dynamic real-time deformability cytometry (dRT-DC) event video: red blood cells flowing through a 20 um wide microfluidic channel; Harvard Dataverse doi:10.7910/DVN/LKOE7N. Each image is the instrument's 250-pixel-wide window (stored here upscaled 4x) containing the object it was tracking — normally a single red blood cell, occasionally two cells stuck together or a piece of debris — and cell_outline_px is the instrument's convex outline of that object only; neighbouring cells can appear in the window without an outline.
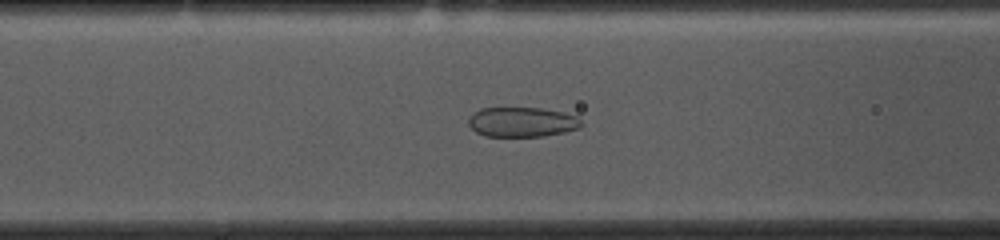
{"species": "common noctule bat (a hibernating species)", "species_latin": "Nyctalus noctula", "temperature_condition": "cold", "stored_images_in_passage": 53, "camera_frame_rate_fps": 3000, "um_per_image_px": 0.085, "animal": {"sex": "female", "body_mass_g": 10.0, "forearm_length_mm": 53.1}, "frame": {"image": 1, "passage_image": 20, "time_ms": 6.333, "image_size_px": [1000, 240], "cell_outline_px": [[584, 124], [580, 128], [564, 132], [544, 136], [484, 136], [476, 132], [468, 124], [468, 116], [472, 112], [480, 108], [540, 108], [564, 112], [576, 116]], "centroid_in_image_um": [44.35, 10.37], "position_along_channel_um": 122.2, "area_um2": 19.77}}
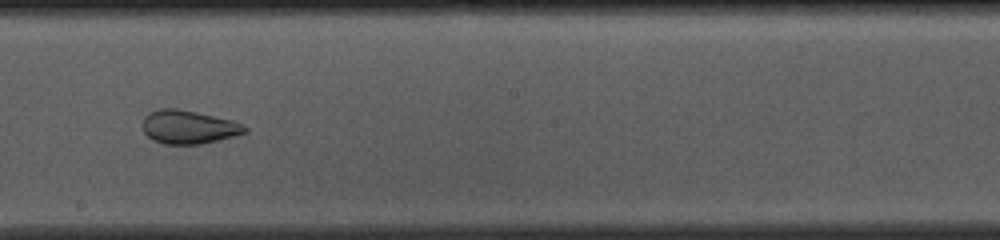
{"frame": {"image": 2, "passage_image": 29, "time_ms": 9.333, "image_size_px": [1000, 240], "cell_outline_px": [[248, 132], [200, 144], [164, 144], [152, 140], [144, 132], [144, 116], [148, 112], [160, 108], [176, 108], [196, 112], [232, 120], [244, 124], [248, 128]], "centroid_in_image_um": [16.03, 10.79], "position_along_channel_um": 232.2, "area_um2": 19.88}}
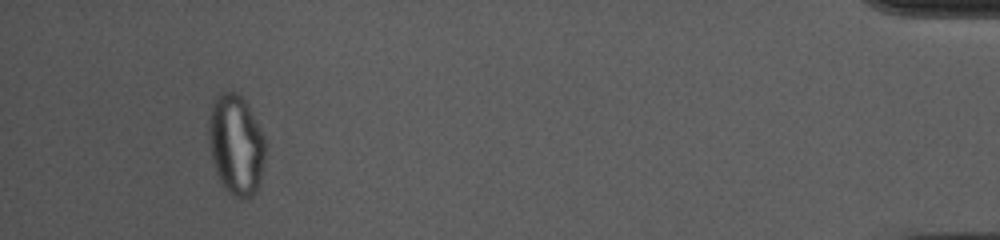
{"frame": {"image": 3, "passage_image": 50, "time_ms": 16.333, "image_size_px": [1000, 240], "cell_outline_px": [[264, 156], [260, 184], [256, 192], [252, 196], [240, 200], [232, 196], [228, 192], [220, 180], [216, 172], [212, 160], [208, 144], [208, 112], [216, 96], [220, 92], [236, 92], [248, 104], [264, 136]], "centroid_in_image_um": [20.04, 12.31], "position_along_channel_um": 415.2, "area_um2": 33.47}, "authors_computed_cell_mechanics": {"area_um2": 26.299, "velocity_mm_per_s": 3.6682, "shape_relaxation_time_tau1_ms": null, "shape_relaxation_time_tau2_ms": 1.4949, "deformation_change_tau1": null, "deformation_change_tau2": 0.0683}}